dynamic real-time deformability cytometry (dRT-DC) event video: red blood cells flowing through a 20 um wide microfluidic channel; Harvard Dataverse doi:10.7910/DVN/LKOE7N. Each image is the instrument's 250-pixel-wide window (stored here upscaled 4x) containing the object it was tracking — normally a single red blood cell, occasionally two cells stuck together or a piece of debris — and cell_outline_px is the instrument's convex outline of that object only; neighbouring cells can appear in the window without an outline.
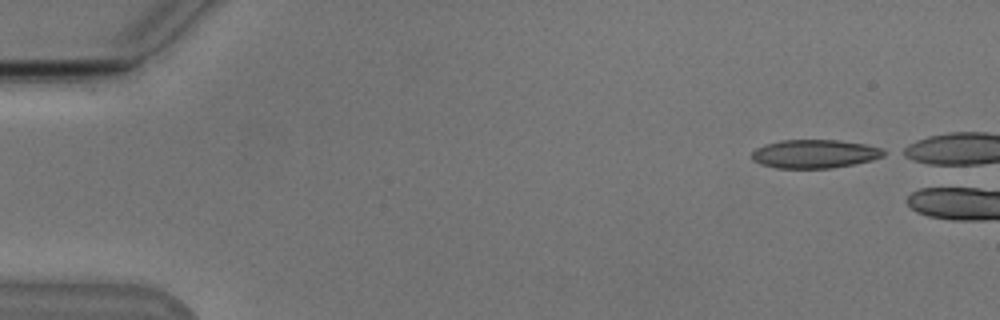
{"species": "Egyptian fruit bat (a non-hibernating species)", "species_latin": "Rousettus aegyptiacus", "temperature_condition": "cold", "stored_images_in_passage": 43, "camera_frame_rate_fps": 3000, "um_per_image_px": 0.085, "animal": {"sex": "male"}, "frame": {"image": 1, "passage_image": 1, "time_ms": 0.0, "image_size_px": [1000, 320], "cell_outline_px": [[888, 152], [884, 156], [872, 160], [832, 168], [776, 168], [760, 164], [752, 160], [752, 152], [756, 148], [764, 144], [780, 140], [836, 140], [864, 144], [880, 148]], "centroid_in_image_um": [69.22, 13.08], "position_along_channel_um": 15.8, "area_um2": 21.96}}
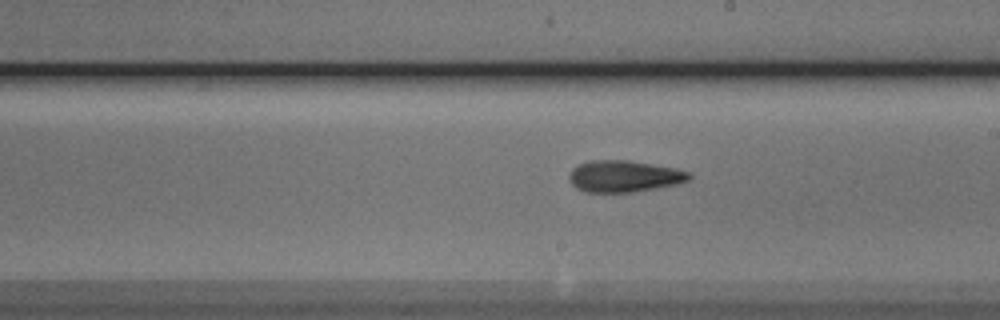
{"frame": {"image": 2, "passage_image": 27, "time_ms": 8.667, "image_size_px": [1000, 320], "cell_outline_px": [[692, 180], [680, 184], [636, 192], [584, 192], [576, 188], [568, 180], [568, 176], [572, 168], [580, 164], [592, 160], [628, 160], [676, 168], [692, 172]], "centroid_in_image_um": [53.11, 14.99], "position_along_channel_um": 235.9, "area_um2": 22.54}}
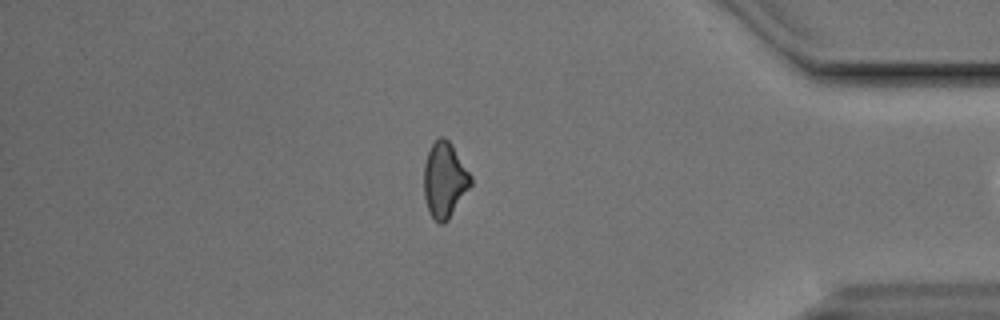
{"frame": {"image": 3, "passage_image": 42, "time_ms": 13.667, "image_size_px": [1000, 320], "cell_outline_px": [[472, 184], [448, 220], [444, 224], [440, 224], [428, 212], [424, 196], [424, 164], [428, 152], [432, 144], [440, 136], [444, 136], [452, 144], [472, 176]], "centroid_in_image_um": [37.79, 15.29], "position_along_channel_um": 397.4, "area_um2": 20.63}}